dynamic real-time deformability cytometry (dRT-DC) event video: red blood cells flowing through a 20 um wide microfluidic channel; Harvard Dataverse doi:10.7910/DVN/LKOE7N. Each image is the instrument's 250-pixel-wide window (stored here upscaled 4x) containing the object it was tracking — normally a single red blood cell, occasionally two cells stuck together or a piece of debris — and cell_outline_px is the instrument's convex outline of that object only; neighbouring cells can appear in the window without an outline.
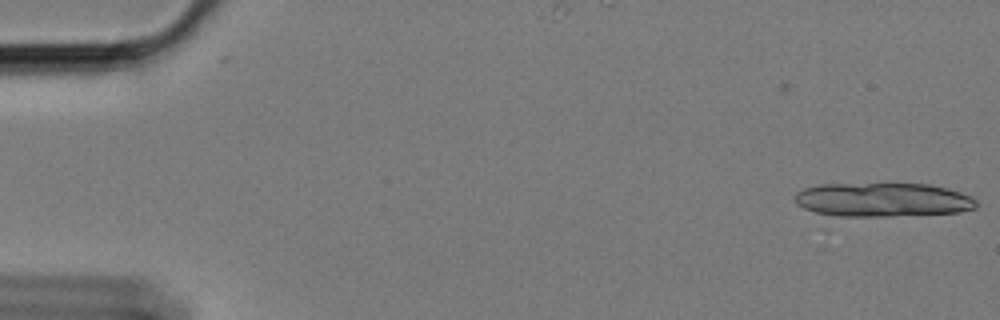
{"species": "Egyptian fruit bat (a non-hibernating species)", "species_latin": "Rousettus aegyptiacus", "temperature_condition": "cold", "stored_images_in_passage": 5, "camera_frame_rate_fps": 3000, "um_per_image_px": 0.085, "animal": {"sex": "female"}, "frame": {"image": 1, "passage_image": 5, "time_ms": 1.333, "image_size_px": [1000, 320], "cell_outline_px": [[976, 208], [960, 212], [892, 216], [840, 216], [816, 212], [804, 208], [796, 204], [796, 192], [804, 188], [820, 184], [928, 184], [960, 192], [972, 196], [976, 200]], "centroid_in_image_um": [75.04, 16.98], "position_along_channel_um": 10.0, "area_um2": 35.72}}